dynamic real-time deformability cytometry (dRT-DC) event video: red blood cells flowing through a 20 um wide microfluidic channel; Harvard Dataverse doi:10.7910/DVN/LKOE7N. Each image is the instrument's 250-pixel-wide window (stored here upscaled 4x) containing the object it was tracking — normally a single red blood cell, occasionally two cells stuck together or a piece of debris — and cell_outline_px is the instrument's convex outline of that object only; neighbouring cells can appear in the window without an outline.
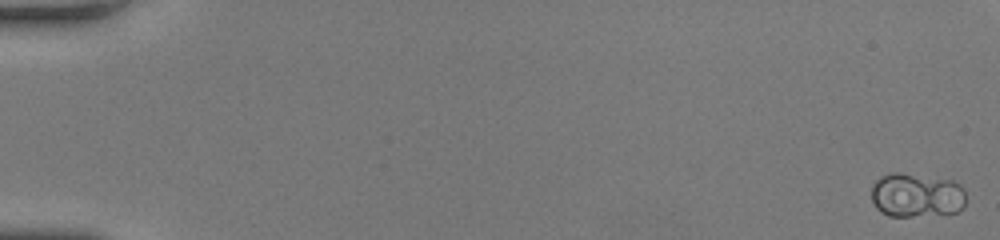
{"species": "human", "species_latin": "Homo sapiens", "temperature_condition": "room temperature", "stored_images_in_passage": 52, "camera_frame_rate_fps": 3000, "um_per_image_px": 0.085, "donor": {"sex": "female"}, "frame": {"image": 1, "passage_image": 1, "time_ms": 0.0, "image_size_px": [1000, 240], "cell_outline_px": [[964, 204], [956, 212], [908, 216], [888, 216], [876, 208], [872, 200], [872, 188], [876, 180], [884, 176], [896, 172], [952, 180], [964, 192]], "centroid_in_image_um": [77.86, 16.6], "position_along_channel_um": 7.1, "area_um2": 23.7}}
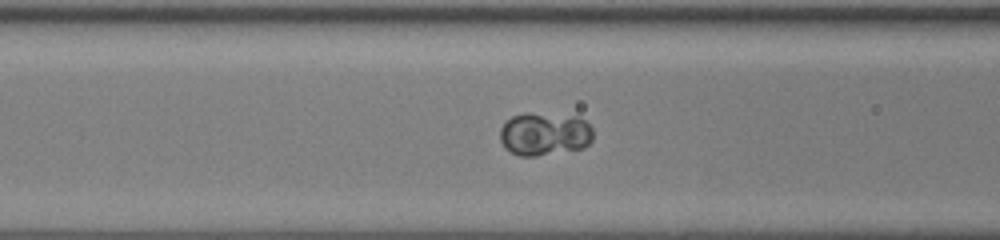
{"frame": {"image": 2, "passage_image": 23, "time_ms": 7.333, "image_size_px": [1000, 240], "cell_outline_px": [[592, 140], [584, 148], [536, 156], [520, 156], [504, 148], [500, 140], [500, 128], [512, 116], [524, 112], [528, 112], [576, 116], [584, 120], [592, 128]], "centroid_in_image_um": [46.27, 11.38], "position_along_channel_um": 120.3, "area_um2": 23.58}}
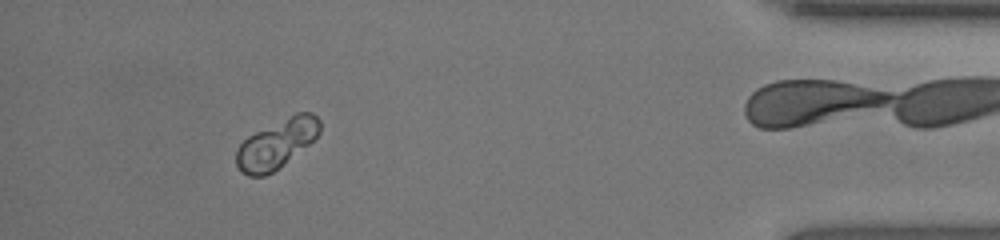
{"frame": {"image": 3, "passage_image": 48, "time_ms": 15.667, "image_size_px": [1000, 240], "cell_outline_px": [[320, 132], [308, 144], [272, 172], [264, 176], [248, 176], [240, 172], [236, 164], [236, 152], [240, 144], [248, 136], [296, 112], [312, 112], [320, 120]], "centroid_in_image_um": [23.5, 12.22], "position_along_channel_um": 411.7, "area_um2": 23.35}, "authors_computed_cell_mechanics": {"area_um2": 23.2067, "velocity_mm_per_s": 4.1002, "shape_relaxation_time_tau1_ms": 2.1082, "shape_relaxation_time_tau2_ms": null, "deformation_change_tau1": 0.0361, "deformation_change_tau2": null}}